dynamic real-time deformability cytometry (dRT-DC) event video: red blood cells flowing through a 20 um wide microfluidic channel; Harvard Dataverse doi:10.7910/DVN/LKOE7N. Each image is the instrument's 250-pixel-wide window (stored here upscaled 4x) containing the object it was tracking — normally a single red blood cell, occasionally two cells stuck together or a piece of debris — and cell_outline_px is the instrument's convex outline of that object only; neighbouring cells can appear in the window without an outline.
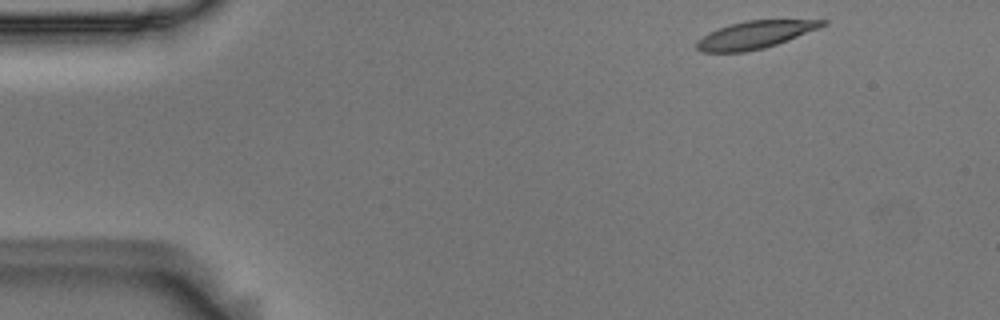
{"species": "Egyptian fruit bat (a non-hibernating species)", "species_latin": "Rousettus aegyptiacus", "temperature_condition": "room temperature", "stored_images_in_passage": 49, "camera_frame_rate_fps": 3000, "um_per_image_px": 0.085, "animal": {"sex": "male"}, "frame": {"image": 1, "passage_image": 1, "time_ms": 0.0, "image_size_px": [1000, 320], "cell_outline_px": [[828, 24], [788, 40], [764, 48], [744, 52], [704, 52], [696, 48], [696, 40], [708, 32], [716, 28], [728, 24], [744, 20], [828, 20]], "centroid_in_image_um": [64.12, 2.95], "position_along_channel_um": 20.9, "area_um2": 20.23}}
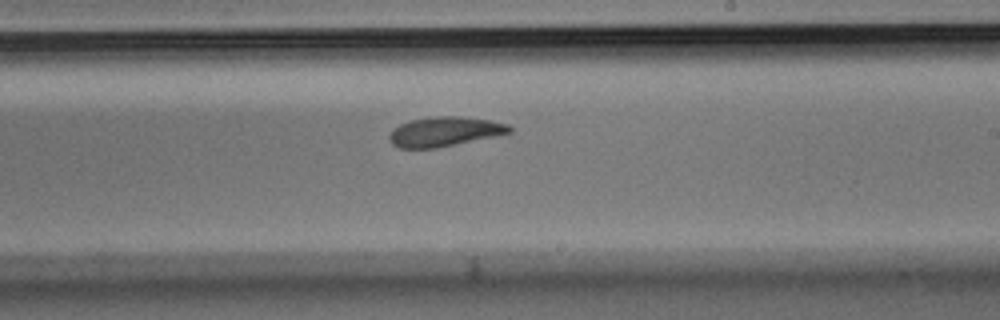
{"frame": {"image": 2, "passage_image": 27, "time_ms": 8.667, "image_size_px": [1000, 320], "cell_outline_px": [[512, 132], [436, 148], [400, 148], [392, 144], [388, 140], [388, 136], [392, 128], [408, 120], [432, 116], [460, 116], [488, 120], [508, 124], [512, 128]], "centroid_in_image_um": [37.72, 11.17], "position_along_channel_um": 251.3, "area_um2": 20.69}}
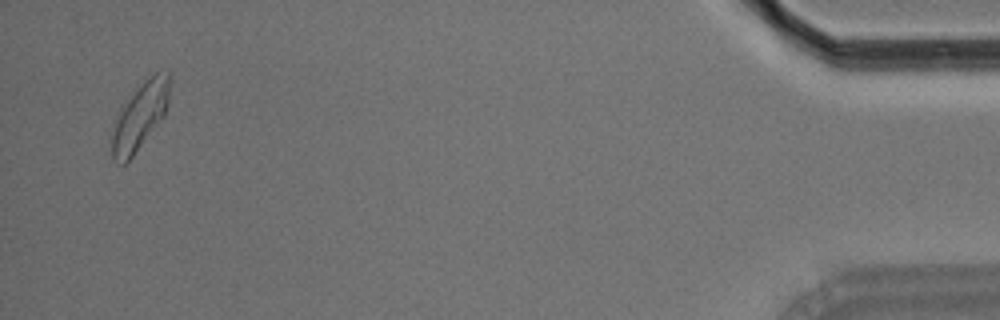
{"frame": {"image": 3, "passage_image": 48, "time_ms": 15.667, "image_size_px": [1000, 320], "cell_outline_px": [[172, 80], [168, 104], [164, 116], [132, 156], [124, 164], [116, 164], [112, 160], [112, 136], [120, 108], [144, 80], [160, 68], [172, 72]], "centroid_in_image_um": [11.97, 9.78], "position_along_channel_um": 423.2, "area_um2": 22.72}, "authors_computed_cell_mechanics": {"area_um2": 21.0392, "velocity_mm_per_s": 3.6394, "shape_relaxation_time_tau1_ms": 3.9283, "shape_relaxation_time_tau2_ms": 2.834, "deformation_change_tau1": 0.147, "deformation_change_tau2": 0.0834}}